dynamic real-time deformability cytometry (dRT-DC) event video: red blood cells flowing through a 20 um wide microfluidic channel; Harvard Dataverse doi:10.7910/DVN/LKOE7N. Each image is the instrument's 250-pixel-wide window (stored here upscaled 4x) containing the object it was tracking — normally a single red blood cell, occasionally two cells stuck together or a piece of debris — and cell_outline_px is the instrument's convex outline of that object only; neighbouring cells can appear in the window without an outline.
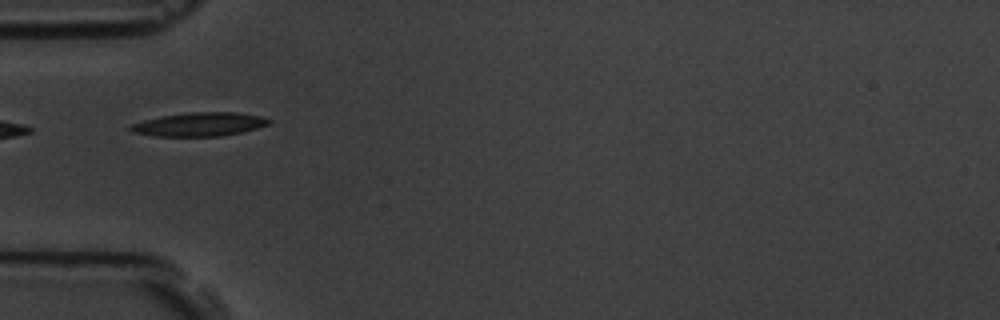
{"species": "common noctule bat (a hibernating species)", "species_latin": "Nyctalus noctula", "temperature_condition": "room temperature", "stored_images_in_passage": 8, "camera_frame_rate_fps": 3000, "um_per_image_px": 0.085, "animal": {"sex": "male", "body_mass_g": 19.5, "forearm_length_mm": 54.6}, "frame": {"image": 1, "passage_image": 5, "time_ms": 4.667, "image_size_px": [1000, 320], "cell_outline_px": [[272, 120], [268, 124], [256, 128], [240, 132], [220, 136], [156, 136], [132, 132], [128, 128], [132, 124], [144, 120], [164, 116], [188, 112], [236, 112], [260, 116]], "centroid_in_image_um": [16.94, 10.56], "position_along_channel_um": 68.1, "area_um2": 18.84}}
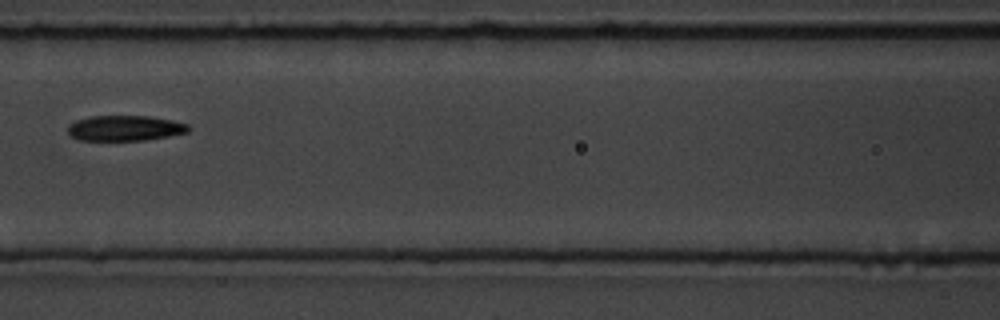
{"frame": {"image": 2, "passage_image": 7, "time_ms": 7.0, "image_size_px": [1000, 320], "cell_outline_px": [[192, 128], [188, 132], [168, 136], [144, 140], [80, 140], [72, 136], [68, 132], [68, 124], [76, 120], [88, 116], [148, 116], [172, 120], [188, 124]], "centroid_in_image_um": [10.63, 10.88], "position_along_channel_um": 156.0, "area_um2": 17.86}}
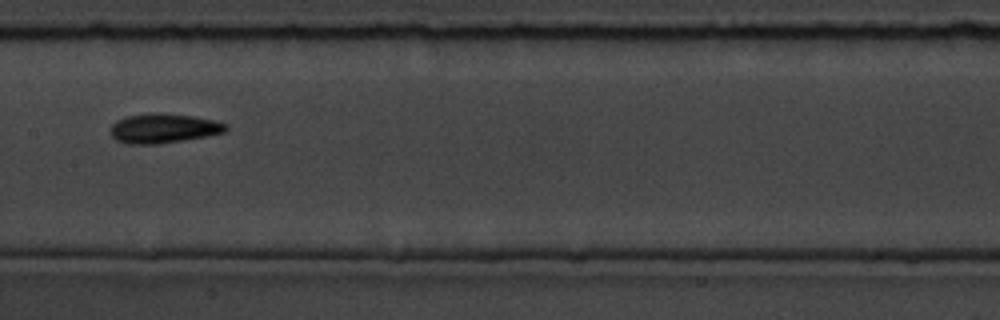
{"frame": {"image": 3, "passage_image": 8, "time_ms": 8.0, "image_size_px": [1000, 320], "cell_outline_px": [[228, 128], [224, 132], [208, 136], [160, 144], [128, 144], [116, 140], [108, 132], [112, 124], [116, 120], [124, 116], [156, 112], [192, 116], [216, 120], [228, 124]], "centroid_in_image_um": [13.88, 10.9], "position_along_channel_um": 193.5, "area_um2": 20.17}}